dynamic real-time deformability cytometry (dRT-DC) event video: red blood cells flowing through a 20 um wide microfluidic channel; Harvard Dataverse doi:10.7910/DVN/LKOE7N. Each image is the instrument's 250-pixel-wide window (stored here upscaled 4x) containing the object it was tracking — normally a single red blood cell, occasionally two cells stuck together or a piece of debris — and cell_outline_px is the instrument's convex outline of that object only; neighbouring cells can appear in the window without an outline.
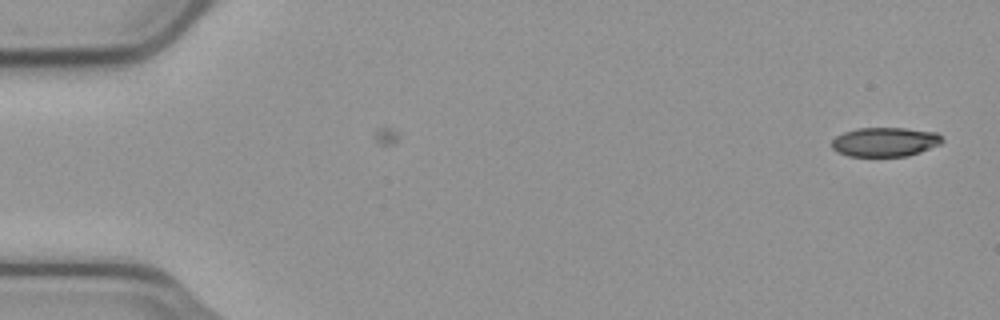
{"species": "common noctule bat (a hibernating species)", "species_latin": "Nyctalus noctula", "temperature_condition": "cold", "stored_images_in_passage": 3, "camera_frame_rate_fps": 3000, "um_per_image_px": 0.085, "animal": {"sex": "male", "body_mass_g": 23.1, "forearm_length_mm": 52.7}, "frame": {"image": 1, "passage_image": 1, "time_ms": 0.0, "image_size_px": [1000, 320], "cell_outline_px": [[944, 140], [940, 144], [920, 152], [908, 156], [848, 156], [836, 152], [832, 148], [832, 140], [836, 136], [844, 132], [856, 128], [904, 128], [936, 132]], "centroid_in_image_um": [75.2, 12.06], "position_along_channel_um": 9.8, "area_um2": 18.84}}